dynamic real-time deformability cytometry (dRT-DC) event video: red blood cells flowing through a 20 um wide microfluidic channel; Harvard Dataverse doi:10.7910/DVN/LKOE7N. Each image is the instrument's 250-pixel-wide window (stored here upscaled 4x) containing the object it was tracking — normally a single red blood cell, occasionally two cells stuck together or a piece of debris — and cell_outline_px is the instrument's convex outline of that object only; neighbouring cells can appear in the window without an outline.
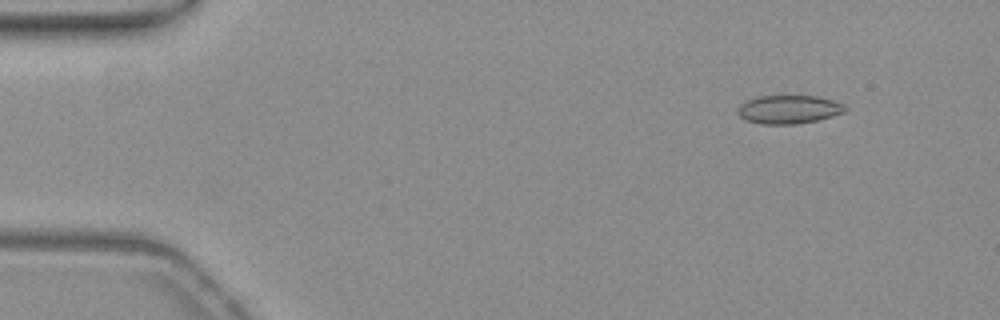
{"species": "common noctule bat (a hibernating species)", "species_latin": "Nyctalus noctula", "temperature_condition": "warm", "stored_images_in_passage": 55, "camera_frame_rate_fps": 3000, "um_per_image_px": 0.085, "animal": {"sex": "female", "body_mass_g": 19.3, "forearm_length_mm": 54.1}, "frame": {"image": 1, "passage_image": 6, "time_ms": 1.667, "image_size_px": [1000, 320], "cell_outline_px": [[848, 108], [844, 112], [832, 116], [816, 120], [796, 124], [760, 124], [748, 120], [740, 116], [736, 112], [736, 108], [740, 104], [756, 96], [816, 96], [832, 100], [844, 104]], "centroid_in_image_um": [67.03, 9.3], "position_along_channel_um": 18.0, "area_um2": 17.8}}
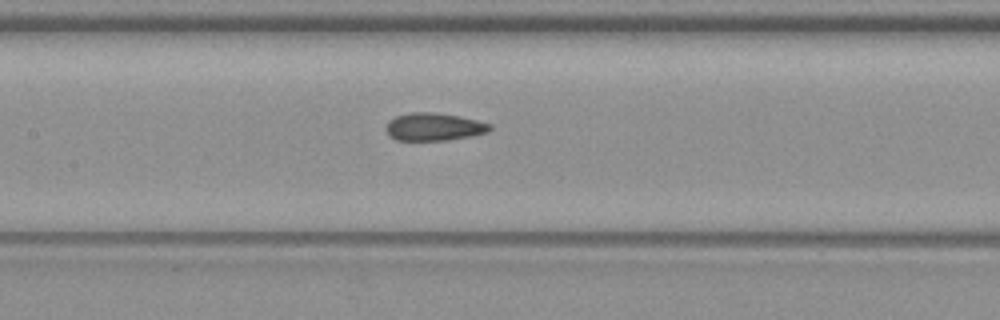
{"frame": {"image": 2, "passage_image": 26, "time_ms": 8.333, "image_size_px": [1000, 320], "cell_outline_px": [[492, 128], [488, 132], [472, 136], [448, 140], [396, 140], [388, 136], [384, 128], [388, 120], [396, 116], [408, 112], [436, 112], [460, 116], [492, 124]], "centroid_in_image_um": [36.85, 10.77], "position_along_channel_um": 170.5, "area_um2": 17.11}}
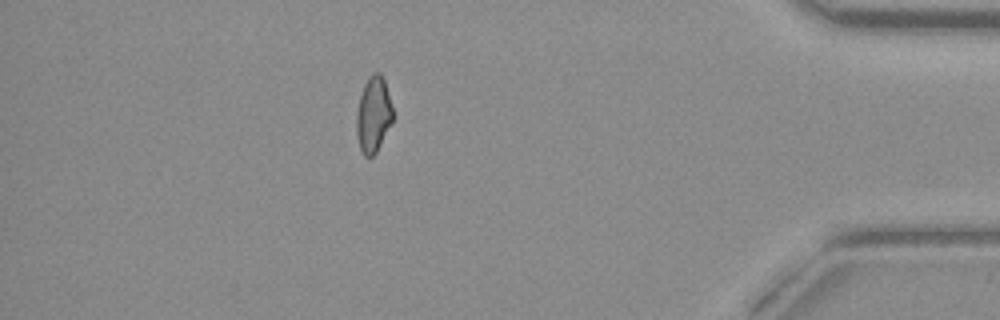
{"frame": {"image": 3, "passage_image": 48, "time_ms": 15.667, "image_size_px": [1000, 320], "cell_outline_px": [[392, 120], [376, 152], [372, 156], [364, 156], [360, 148], [356, 132], [356, 116], [360, 96], [364, 84], [368, 76], [372, 72], [380, 72], [384, 80], [392, 108]], "centroid_in_image_um": [31.71, 9.71], "position_along_channel_um": 403.5, "area_um2": 15.72}, "authors_computed_cell_mechanics": {"area_um2": 16.8198, "velocity_mm_per_s": 3.8063, "shape_relaxation_time_tau1_ms": 6.95, "shape_relaxation_time_tau2_ms": 2.7257, "deformation_change_tau1": 0.1596, "deformation_change_tau2": 0.1018}}